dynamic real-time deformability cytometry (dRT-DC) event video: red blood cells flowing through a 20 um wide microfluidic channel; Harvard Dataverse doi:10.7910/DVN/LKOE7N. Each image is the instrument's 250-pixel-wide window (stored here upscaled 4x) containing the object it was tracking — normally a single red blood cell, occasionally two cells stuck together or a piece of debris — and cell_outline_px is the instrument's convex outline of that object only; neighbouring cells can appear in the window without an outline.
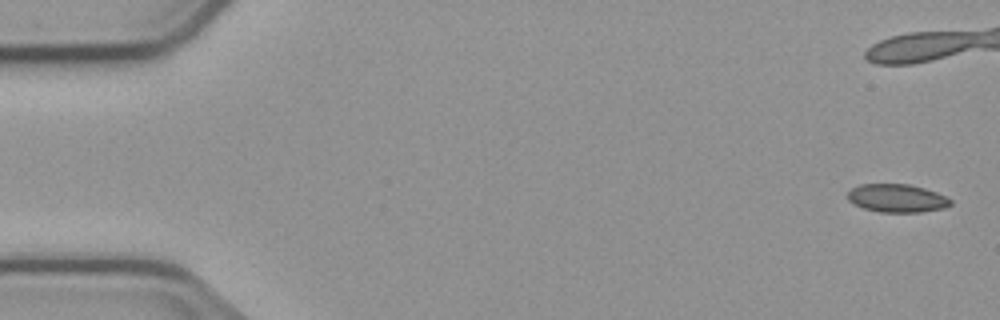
{"species": "common noctule bat (a hibernating species)", "species_latin": "Nyctalus noctula", "temperature_condition": "cold", "stored_images_in_passage": 7, "camera_frame_rate_fps": 3000, "um_per_image_px": 0.085, "animal": {"sex": "male", "body_mass_g": 23.1, "forearm_length_mm": 52.7}, "frame": {"image": 1, "passage_image": 1, "time_ms": 0.0, "image_size_px": [1000, 320], "cell_outline_px": [[952, 204], [944, 208], [920, 212], [880, 212], [864, 208], [852, 204], [848, 200], [848, 192], [852, 188], [860, 184], [908, 184], [924, 188], [948, 196], [952, 200]], "centroid_in_image_um": [76.26, 16.85], "position_along_channel_um": 8.7, "area_um2": 16.99}}
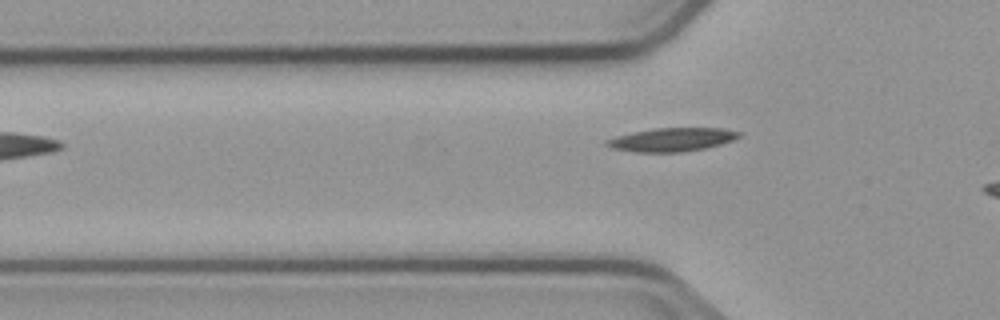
{"frame": {"image": 2, "passage_image": 7, "time_ms": 7.333, "image_size_px": [1000, 320], "cell_outline_px": [[740, 136], [732, 140], [720, 144], [704, 148], [680, 152], [636, 152], [612, 148], [604, 144], [604, 140], [616, 136], [632, 132], [656, 128], [724, 128], [740, 132]], "centroid_in_image_um": [57.07, 11.86], "position_along_channel_um": 68.7, "area_um2": 18.03}}